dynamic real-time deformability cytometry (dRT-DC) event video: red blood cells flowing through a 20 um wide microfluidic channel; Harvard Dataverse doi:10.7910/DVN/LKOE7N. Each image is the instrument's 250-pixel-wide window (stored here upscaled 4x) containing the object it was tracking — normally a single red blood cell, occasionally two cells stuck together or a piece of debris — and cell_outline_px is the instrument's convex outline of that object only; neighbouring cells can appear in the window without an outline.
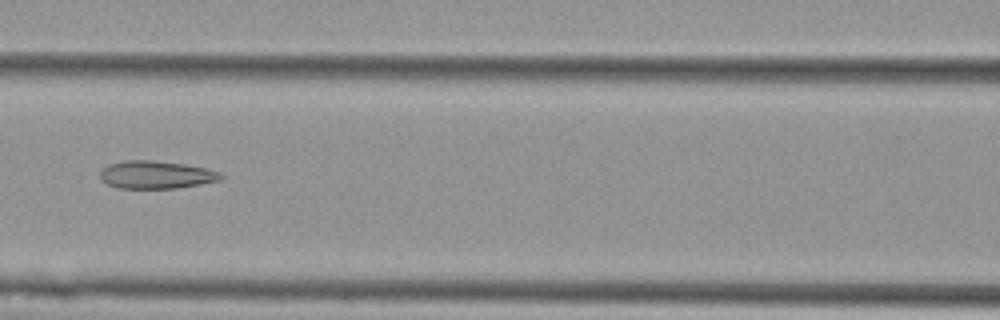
{"species": "Egyptian fruit bat (a non-hibernating species)", "species_latin": "Rousettus aegyptiacus", "temperature_condition": "cold", "stored_images_in_passage": 8, "camera_frame_rate_fps": 3000, "um_per_image_px": 0.085, "animal": {"sex": "female"}, "frame": {"image": 1, "passage_image": 7, "time_ms": 2.0, "image_size_px": [1000, 320], "cell_outline_px": [[224, 176], [220, 180], [200, 184], [176, 188], [120, 188], [108, 184], [100, 180], [100, 172], [108, 164], [124, 160], [152, 160], [184, 164], [208, 168], [220, 172]], "centroid_in_image_um": [13.27, 14.85], "position_along_channel_um": 153.3, "area_um2": 19.59}}
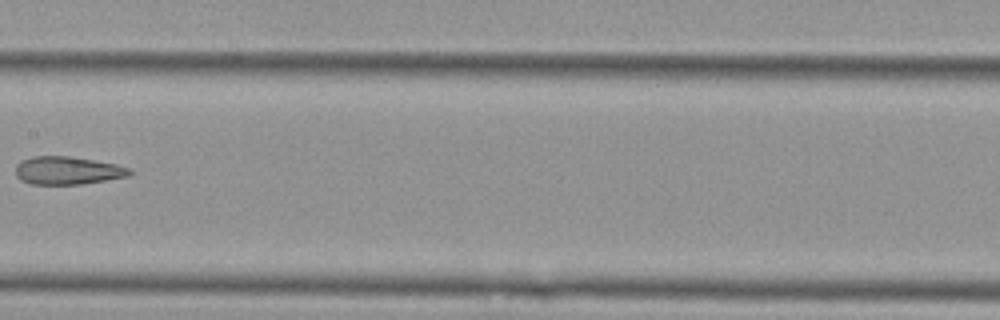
{"frame": {"image": 2, "passage_image": 8, "time_ms": 2.333, "image_size_px": [1000, 320], "cell_outline_px": [[132, 172], [128, 176], [80, 184], [32, 184], [20, 180], [16, 176], [16, 164], [20, 160], [32, 156], [68, 156], [116, 164], [132, 168]], "centroid_in_image_um": [5.71, 14.49], "position_along_channel_um": 201.7, "area_um2": 18.55}}